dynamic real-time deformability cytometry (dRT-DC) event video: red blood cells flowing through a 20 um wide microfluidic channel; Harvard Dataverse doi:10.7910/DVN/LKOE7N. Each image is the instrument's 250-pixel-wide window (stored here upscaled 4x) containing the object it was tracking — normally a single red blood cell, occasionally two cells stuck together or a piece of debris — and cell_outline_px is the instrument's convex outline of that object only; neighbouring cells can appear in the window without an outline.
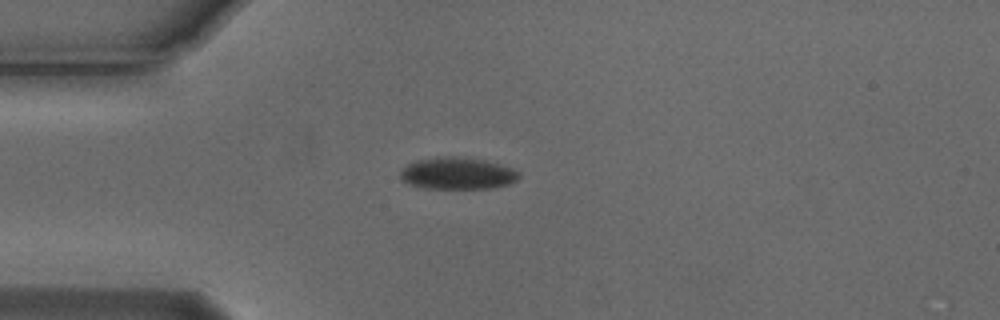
{"species": "Egyptian fruit bat (a non-hibernating species)", "species_latin": "Rousettus aegyptiacus", "temperature_condition": "cold", "stored_images_in_passage": 3, "camera_frame_rate_fps": 3000, "um_per_image_px": 0.085, "animal": {"sex": "male"}, "frame": {"image": 1, "passage_image": 3, "time_ms": 0.667, "image_size_px": [1000, 320], "cell_outline_px": [[520, 176], [516, 180], [508, 184], [488, 188], [424, 188], [408, 184], [400, 176], [400, 172], [408, 164], [416, 160], [436, 156], [452, 156], [484, 160], [500, 164], [512, 168], [520, 172]], "centroid_in_image_um": [38.88, 14.73], "position_along_channel_um": 46.1, "area_um2": 21.96}}